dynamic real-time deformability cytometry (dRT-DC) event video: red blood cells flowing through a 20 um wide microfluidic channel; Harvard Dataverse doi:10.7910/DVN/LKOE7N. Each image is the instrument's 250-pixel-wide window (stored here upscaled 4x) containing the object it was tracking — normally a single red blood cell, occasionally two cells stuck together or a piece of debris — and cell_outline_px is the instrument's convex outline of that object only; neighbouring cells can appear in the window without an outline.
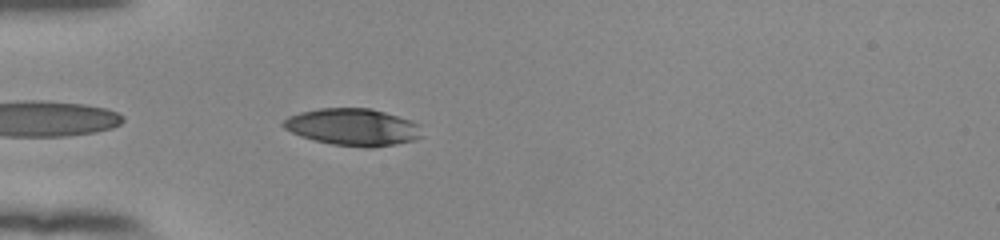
{"species": "human", "species_latin": "Homo sapiens", "temperature_condition": "room temperature", "stored_images_in_passage": 40, "camera_frame_rate_fps": 3000, "um_per_image_px": 0.085, "donor": {"sex": "female"}, "frame": {"image": 1, "passage_image": 3, "time_ms": 0.667, "image_size_px": [1000, 240], "cell_outline_px": [[424, 136], [416, 140], [396, 144], [372, 148], [364, 148], [332, 144], [300, 136], [284, 128], [280, 124], [288, 116], [300, 112], [320, 108], [372, 108], [412, 120], [420, 124]], "centroid_in_image_um": [30.05, 10.8], "position_along_channel_um": 54.9, "area_um2": 30.35}}
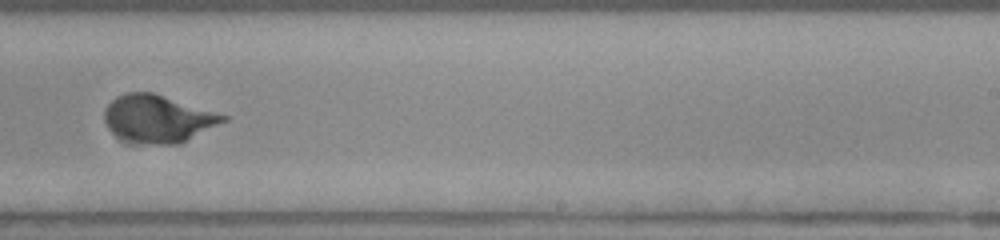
{"frame": {"image": 2, "passage_image": 21, "time_ms": 6.667, "image_size_px": [1000, 240], "cell_outline_px": [[228, 120], [180, 144], [132, 144], [116, 136], [104, 124], [104, 108], [116, 96], [128, 92], [152, 92], [228, 116]], "centroid_in_image_um": [13.38, 10.11], "position_along_channel_um": 275.6, "area_um2": 33.12}}
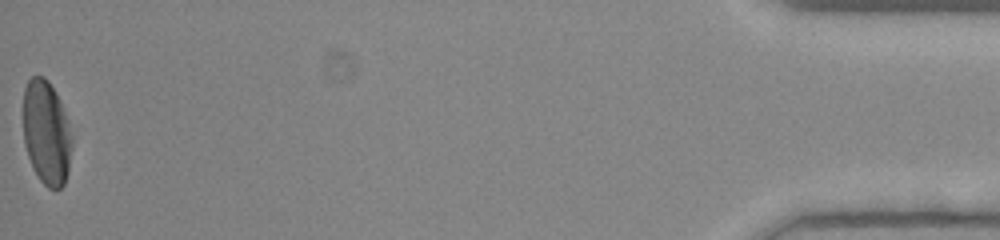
{"frame": {"image": 3, "passage_image": 40, "time_ms": 13.0, "image_size_px": [1000, 240], "cell_outline_px": [[72, 148], [68, 172], [64, 184], [60, 188], [48, 188], [40, 180], [32, 168], [24, 144], [24, 88], [28, 80], [32, 76], [44, 76], [48, 80], [56, 92], [60, 100], [68, 120], [72, 136]], "centroid_in_image_um": [3.96, 11.27], "position_along_channel_um": 431.2, "area_um2": 29.82}, "authors_computed_cell_mechanics": {"area_um2": 31.1831, "velocity_mm_per_s": 3.8705, "shape_relaxation_time_tau1_ms": 3.839, "shape_relaxation_time_tau2_ms": null, "deformation_change_tau1": 0.1906, "deformation_change_tau2": null}}